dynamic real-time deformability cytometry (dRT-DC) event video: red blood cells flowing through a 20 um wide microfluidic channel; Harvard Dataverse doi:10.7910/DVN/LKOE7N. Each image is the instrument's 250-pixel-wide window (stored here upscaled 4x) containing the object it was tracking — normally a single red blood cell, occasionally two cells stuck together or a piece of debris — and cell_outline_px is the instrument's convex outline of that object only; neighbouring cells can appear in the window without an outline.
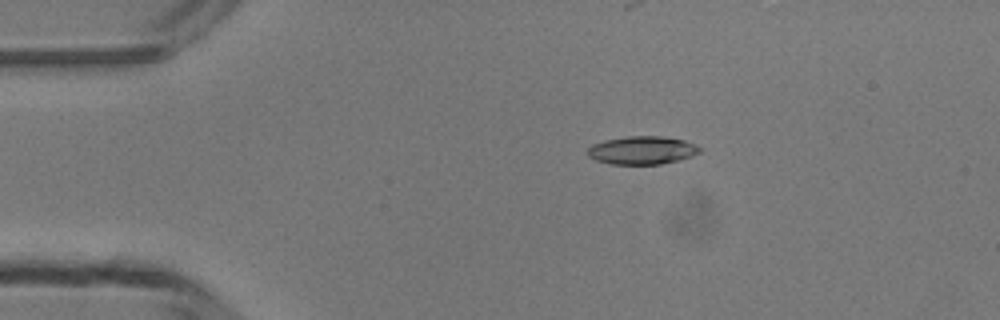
{"species": "common noctule bat (a hibernating species)", "species_latin": "Nyctalus noctula", "temperature_condition": "room temperature", "stored_images_in_passage": 41, "camera_frame_rate_fps": 3000, "um_per_image_px": 0.085, "animal": {"sex": "male", "body_mass_g": 13.3}, "frame": {"image": 1, "passage_image": 10, "time_ms": 3.0, "image_size_px": [1000, 320], "cell_outline_px": [[700, 152], [692, 156], [660, 164], [612, 164], [596, 160], [588, 156], [588, 148], [592, 144], [604, 140], [628, 136], [664, 136], [684, 140], [700, 148]], "centroid_in_image_um": [54.55, 12.76], "position_along_channel_um": 30.5, "area_um2": 18.21}}
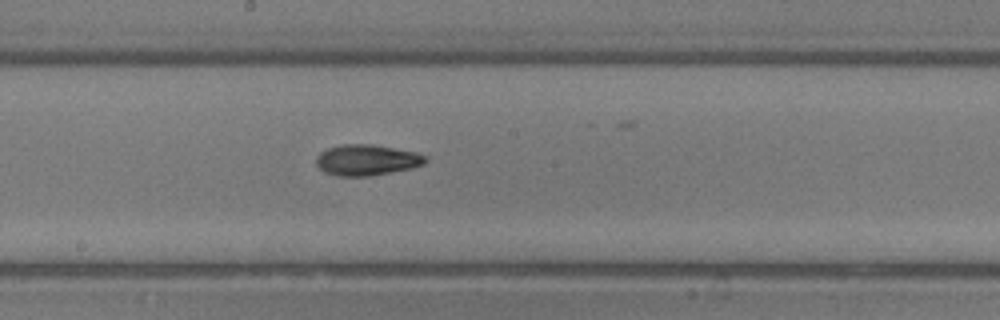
{"frame": {"image": 2, "passage_image": 27, "time_ms": 8.667, "image_size_px": [1000, 320], "cell_outline_px": [[428, 160], [424, 164], [412, 168], [368, 176], [336, 176], [324, 172], [316, 164], [316, 156], [320, 152], [328, 148], [340, 144], [372, 144], [416, 152], [428, 156]], "centroid_in_image_um": [31.17, 13.59], "position_along_channel_um": 217.0, "area_um2": 19.77}}
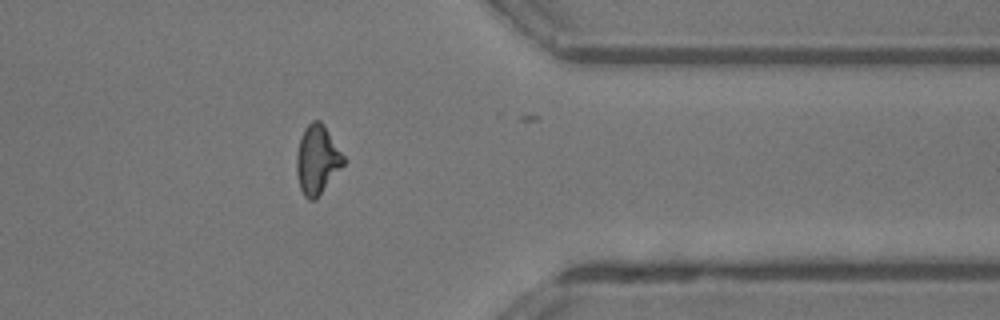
{"frame": {"image": 3, "passage_image": 40, "time_ms": 13.0, "image_size_px": [1000, 320], "cell_outline_px": [[344, 164], [316, 200], [308, 200], [304, 196], [300, 188], [296, 172], [296, 156], [300, 140], [304, 128], [312, 120], [320, 120], [324, 124], [344, 156]], "centroid_in_image_um": [26.95, 13.58], "position_along_channel_um": 384.4, "area_um2": 18.84}}